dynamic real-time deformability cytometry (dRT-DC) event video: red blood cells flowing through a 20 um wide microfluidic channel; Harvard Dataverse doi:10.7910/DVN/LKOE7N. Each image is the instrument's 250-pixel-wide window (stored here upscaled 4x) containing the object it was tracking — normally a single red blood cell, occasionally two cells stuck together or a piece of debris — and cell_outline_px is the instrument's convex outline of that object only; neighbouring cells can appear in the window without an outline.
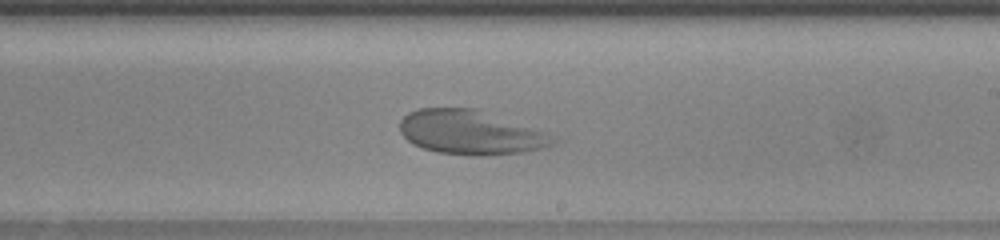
{"species": "human", "species_latin": "Homo sapiens", "temperature_condition": "warm", "stored_images_in_passage": 33, "camera_frame_rate_fps": 3000, "um_per_image_px": 0.085, "donor": {"sex": "female"}, "frame": {"image": 1, "passage_image": 15, "time_ms": 4.667, "image_size_px": [1000, 240], "cell_outline_px": [[568, 136], [564, 140], [544, 148], [524, 152], [484, 156], [468, 156], [436, 152], [412, 144], [400, 132], [400, 120], [408, 112], [416, 108], [476, 108]], "centroid_in_image_um": [40.21, 11.26], "position_along_channel_um": 248.8, "area_um2": 41.27}}